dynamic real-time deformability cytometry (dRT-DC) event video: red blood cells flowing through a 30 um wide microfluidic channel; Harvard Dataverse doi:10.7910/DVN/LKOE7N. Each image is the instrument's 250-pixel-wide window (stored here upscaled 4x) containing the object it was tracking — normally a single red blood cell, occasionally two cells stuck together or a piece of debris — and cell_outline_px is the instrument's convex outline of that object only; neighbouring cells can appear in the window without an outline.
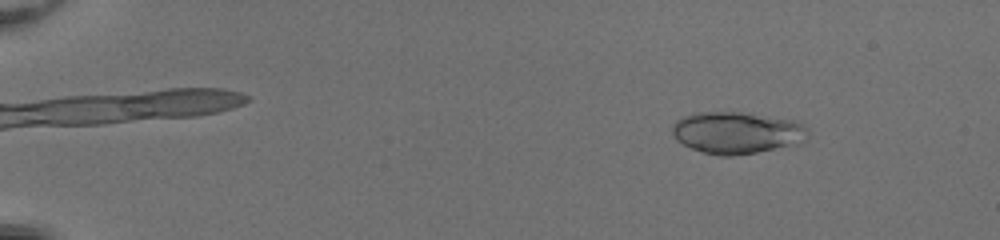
{"species": "common noctule bat (a hibernating species)", "species_latin": "Nyctalus noctula", "temperature_condition": "room temperature", "stored_images_in_passage": 51, "camera_frame_rate_fps": 3000, "um_per_image_px": 0.085, "animal": {"sex": "female", "body_mass_g": 20.0, "forearm_length_mm": 54.0}, "frame": {"image": 1, "passage_image": 7, "time_ms": 2.0, "image_size_px": [1000, 240], "cell_outline_px": [[808, 136], [804, 140], [792, 144], [756, 152], [732, 156], [720, 156], [704, 152], [692, 148], [676, 140], [672, 132], [672, 128], [676, 120], [680, 116], [696, 112], [740, 112], [796, 120], [804, 124], [808, 128]], "centroid_in_image_um": [62.61, 11.26], "position_along_channel_um": 22.4, "area_um2": 33.0}}
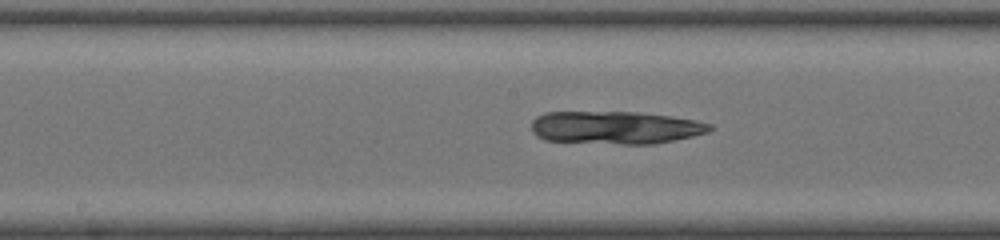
{"frame": {"image": 2, "passage_image": 29, "time_ms": 9.333, "image_size_px": [1000, 240], "cell_outline_px": [[712, 128], [708, 132], [676, 140], [652, 144], [624, 144], [544, 140], [536, 136], [532, 132], [532, 120], [536, 116], [544, 112], [636, 112], [672, 116], [696, 120], [712, 124]], "centroid_in_image_um": [52.3, 10.84], "position_along_channel_um": 195.9, "area_um2": 34.22}}
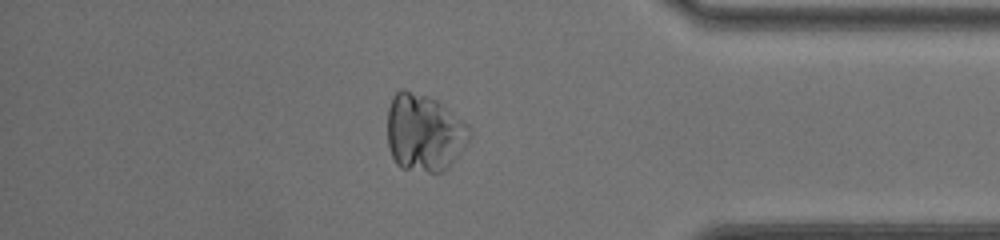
{"frame": {"image": 3, "passage_image": 45, "time_ms": 14.667, "image_size_px": [1000, 240], "cell_outline_px": [[472, 132], [468, 140], [448, 168], [444, 172], [428, 172], [400, 168], [396, 164], [392, 156], [388, 144], [388, 108], [392, 96], [400, 88], [404, 88], [428, 96], [436, 100], [464, 120], [472, 128]], "centroid_in_image_um": [36.05, 11.26], "position_along_channel_um": 399.1, "area_um2": 37.28}}